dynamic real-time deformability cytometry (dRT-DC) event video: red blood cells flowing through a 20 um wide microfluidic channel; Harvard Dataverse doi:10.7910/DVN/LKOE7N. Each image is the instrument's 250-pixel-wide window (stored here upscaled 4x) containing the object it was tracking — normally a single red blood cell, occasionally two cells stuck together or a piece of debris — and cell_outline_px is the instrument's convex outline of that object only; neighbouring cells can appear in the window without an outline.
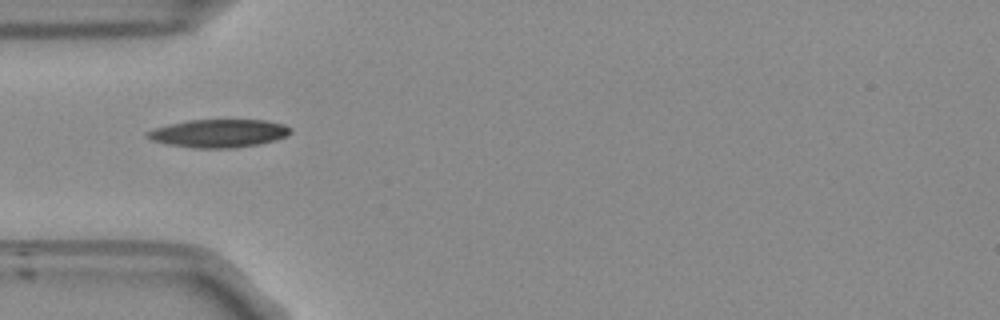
{"species": "Egyptian fruit bat (a non-hibernating species)", "species_latin": "Rousettus aegyptiacus", "temperature_condition": "room temperature", "stored_images_in_passage": 38, "camera_frame_rate_fps": 3000, "um_per_image_px": 0.085, "frame": {"image": 1, "passage_image": 1, "time_ms": 0.0, "image_size_px": [1000, 320], "cell_outline_px": [[292, 132], [288, 136], [276, 140], [260, 144], [236, 148], [192, 148], [168, 144], [152, 140], [144, 136], [144, 132], [168, 124], [188, 120], [264, 120], [284, 124], [292, 128]], "centroid_in_image_um": [18.61, 11.34], "position_along_channel_um": 66.4, "area_um2": 23.7}}
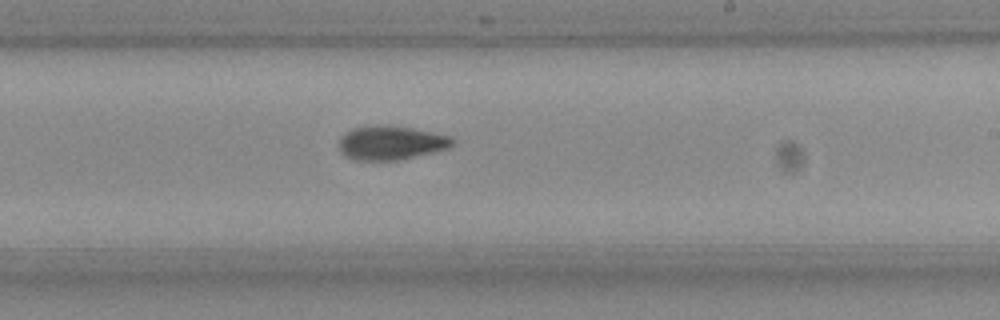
{"frame": {"image": 2, "passage_image": 16, "time_ms": 5.0, "image_size_px": [1000, 320], "cell_outline_px": [[456, 140], [448, 148], [400, 160], [352, 160], [340, 152], [340, 136], [352, 128], [376, 124], [384, 124], [412, 128], [452, 136]], "centroid_in_image_um": [33.22, 12.12], "position_along_channel_um": 255.8, "area_um2": 22.66}}
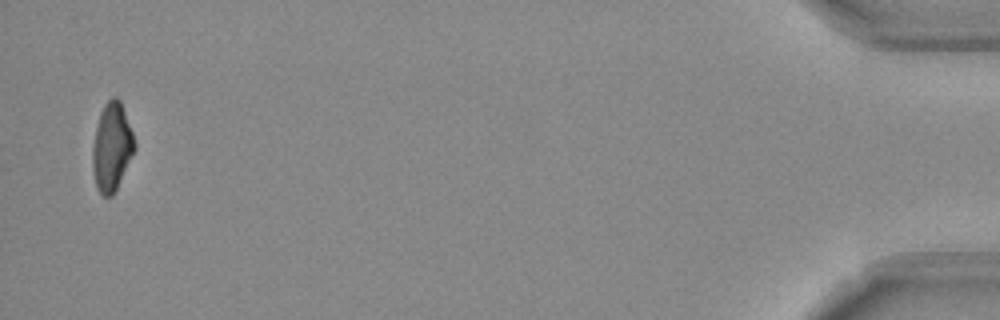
{"frame": {"image": 3, "passage_image": 37, "time_ms": 12.0, "image_size_px": [1000, 320], "cell_outline_px": [[136, 148], [112, 196], [104, 196], [96, 188], [92, 168], [92, 148], [96, 124], [100, 112], [104, 104], [112, 96], [116, 96], [120, 100], [132, 132], [136, 144]], "centroid_in_image_um": [9.48, 12.47], "position_along_channel_um": 425.7, "area_um2": 21.5}, "authors_computed_cell_mechanics": {"area_um2": 22.2241, "velocity_mm_per_s": 3.7676, "shape_relaxation_time_tau1_ms": 6.428, "shape_relaxation_time_tau2_ms": 9.5257, "deformation_change_tau1": 0.1868, "deformation_change_tau2": 0.1668}}